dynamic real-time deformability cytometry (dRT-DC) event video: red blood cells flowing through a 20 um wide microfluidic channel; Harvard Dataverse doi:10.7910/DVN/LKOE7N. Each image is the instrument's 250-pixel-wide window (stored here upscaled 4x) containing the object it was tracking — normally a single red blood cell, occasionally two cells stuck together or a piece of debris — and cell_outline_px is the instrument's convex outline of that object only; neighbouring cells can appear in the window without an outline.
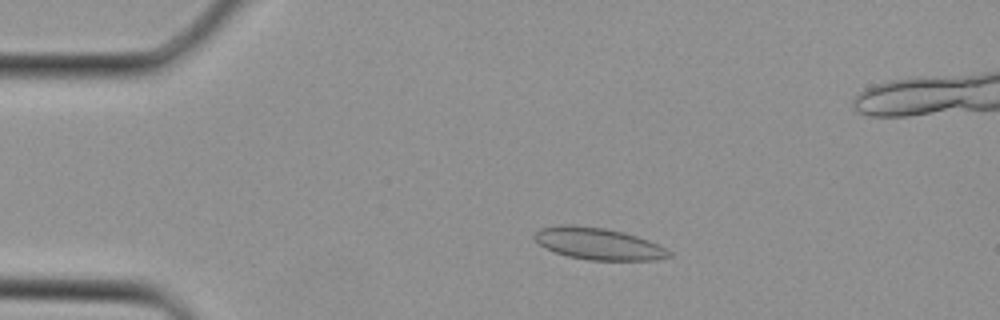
{"species": "Egyptian fruit bat (a non-hibernating species)", "species_latin": "Rousettus aegyptiacus", "temperature_condition": "cold", "stored_images_in_passage": 3, "camera_frame_rate_fps": 3000, "um_per_image_px": 0.085, "animal": {"sex": "female"}, "frame": {"image": 1, "passage_image": 2, "time_ms": 0.333, "image_size_px": [1000, 320], "cell_outline_px": [[672, 256], [656, 260], [588, 260], [568, 256], [544, 248], [532, 236], [540, 228], [604, 228], [624, 232], [648, 240], [672, 252]], "centroid_in_image_um": [50.94, 20.78], "position_along_channel_um": 34.1, "area_um2": 23.87}}